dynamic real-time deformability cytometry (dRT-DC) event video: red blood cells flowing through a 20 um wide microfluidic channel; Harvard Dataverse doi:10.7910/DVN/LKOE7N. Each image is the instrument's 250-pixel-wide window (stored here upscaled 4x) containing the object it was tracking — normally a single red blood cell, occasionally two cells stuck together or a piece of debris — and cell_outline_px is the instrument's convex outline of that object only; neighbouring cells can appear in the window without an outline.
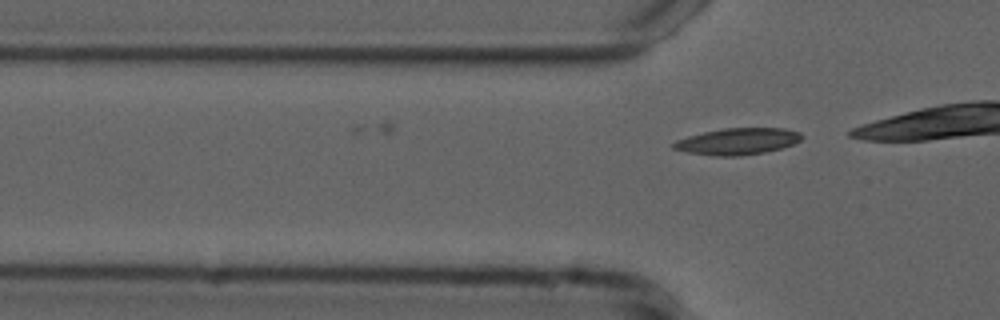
{"species": "common noctule bat (a hibernating species)", "species_latin": "Nyctalus noctula", "temperature_condition": "cold", "stored_images_in_passage": 13, "camera_frame_rate_fps": 3000, "um_per_image_px": 0.085, "animal": {"sex": "male", "forearm_length_mm": 52.5}, "frame": {"image": 1, "passage_image": 13, "time_ms": 4.0, "image_size_px": [1000, 320], "cell_outline_px": [[804, 136], [800, 140], [792, 144], [780, 148], [764, 152], [740, 156], [712, 156], [688, 152], [672, 148], [672, 144], [676, 140], [688, 136], [704, 132], [724, 128], [784, 128], [800, 132]], "centroid_in_image_um": [62.69, 12.01], "position_along_channel_um": 63.1, "area_um2": 19.77}}